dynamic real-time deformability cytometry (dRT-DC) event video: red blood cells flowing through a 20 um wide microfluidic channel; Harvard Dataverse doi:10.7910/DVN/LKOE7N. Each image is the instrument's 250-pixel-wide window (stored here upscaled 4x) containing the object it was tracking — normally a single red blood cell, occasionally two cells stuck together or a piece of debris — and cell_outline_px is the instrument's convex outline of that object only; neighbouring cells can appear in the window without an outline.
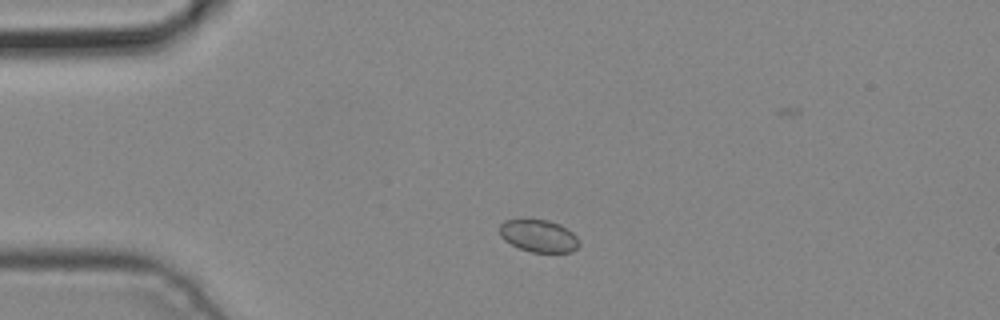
{"species": "common noctule bat (a hibernating species)", "species_latin": "Nyctalus noctula", "temperature_condition": "cold", "stored_images_in_passage": 2, "camera_frame_rate_fps": 3000, "um_per_image_px": 0.085, "animal": {"sex": "male", "body_mass_g": 19.2, "forearm_length_mm": 51.8}, "frame": {"image": 1, "passage_image": 2, "time_ms": 0.333, "image_size_px": [1000, 320], "cell_outline_px": [[580, 244], [572, 252], [532, 252], [520, 248], [504, 240], [500, 236], [500, 224], [504, 220], [548, 220], [560, 224], [572, 232], [576, 236]], "centroid_in_image_um": [45.79, 20.05], "position_along_channel_um": 39.2, "area_um2": 14.85}}